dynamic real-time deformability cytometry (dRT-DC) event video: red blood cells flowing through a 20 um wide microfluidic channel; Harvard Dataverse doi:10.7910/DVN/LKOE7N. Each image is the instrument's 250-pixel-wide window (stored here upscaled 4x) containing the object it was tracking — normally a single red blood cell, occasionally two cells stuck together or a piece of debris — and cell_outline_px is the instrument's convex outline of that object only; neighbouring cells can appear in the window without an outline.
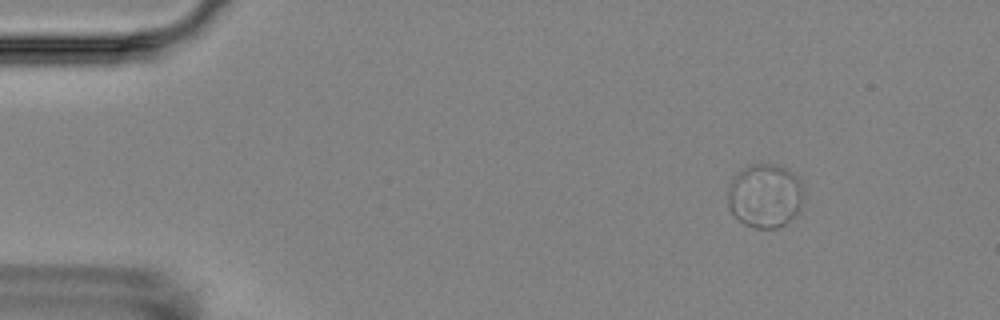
{"species": "Egyptian fruit bat (a non-hibernating species)", "species_latin": "Rousettus aegyptiacus", "temperature_condition": "room temperature", "stored_images_in_passage": 10, "camera_frame_rate_fps": 3000, "um_per_image_px": 0.085, "animal": {"sex": "female"}, "frame": {"image": 1, "passage_image": 2, "time_ms": 1.333, "image_size_px": [1000, 320], "cell_outline_px": [[804, 196], [796, 212], [784, 224], [776, 228], [756, 228], [744, 224], [732, 212], [728, 204], [728, 192], [732, 176], [736, 172], [752, 164], [776, 164], [784, 168], [796, 176], [800, 180], [804, 188]], "centroid_in_image_um": [65.01, 16.61], "position_along_channel_um": 20.0, "area_um2": 28.03}}
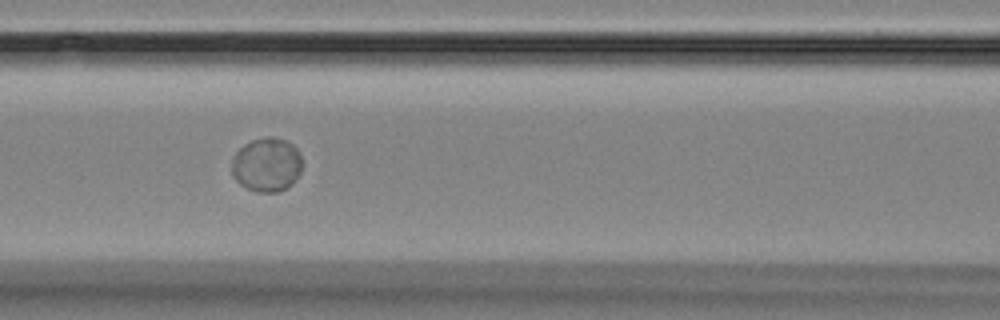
{"frame": {"image": 2, "passage_image": 7, "time_ms": 7.333, "image_size_px": [1000, 320], "cell_outline_px": [[300, 172], [296, 180], [288, 188], [276, 192], [256, 192], [240, 184], [232, 176], [232, 160], [236, 152], [244, 144], [252, 140], [264, 136], [272, 136], [284, 140], [292, 144], [296, 148], [300, 156]], "centroid_in_image_um": [22.66, 14.0], "position_along_channel_um": 143.9, "area_um2": 22.2}}
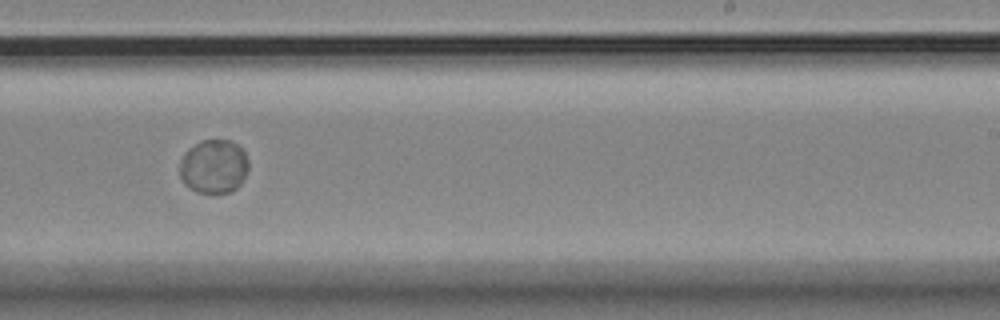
{"frame": {"image": 3, "passage_image": 10, "time_ms": 11.0, "image_size_px": [1000, 320], "cell_outline_px": [[248, 168], [240, 184], [232, 192], [196, 192], [188, 188], [184, 184], [180, 176], [180, 160], [184, 152], [188, 148], [200, 140], [232, 140], [244, 152], [248, 160]], "centroid_in_image_um": [18.14, 14.14], "position_along_channel_um": 270.9, "area_um2": 21.68}}